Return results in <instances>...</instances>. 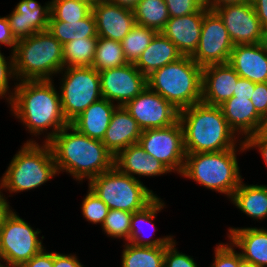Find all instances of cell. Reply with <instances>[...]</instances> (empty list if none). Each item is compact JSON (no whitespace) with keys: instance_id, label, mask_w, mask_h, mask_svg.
<instances>
[{"instance_id":"obj_6","label":"cell","mask_w":267,"mask_h":267,"mask_svg":"<svg viewBox=\"0 0 267 267\" xmlns=\"http://www.w3.org/2000/svg\"><path fill=\"white\" fill-rule=\"evenodd\" d=\"M202 67L182 56L147 76V87L179 111L202 100Z\"/></svg>"},{"instance_id":"obj_36","label":"cell","mask_w":267,"mask_h":267,"mask_svg":"<svg viewBox=\"0 0 267 267\" xmlns=\"http://www.w3.org/2000/svg\"><path fill=\"white\" fill-rule=\"evenodd\" d=\"M133 213L119 210L109 209L108 215L101 226L104 234L113 239H123L125 242L129 240L130 223Z\"/></svg>"},{"instance_id":"obj_16","label":"cell","mask_w":267,"mask_h":267,"mask_svg":"<svg viewBox=\"0 0 267 267\" xmlns=\"http://www.w3.org/2000/svg\"><path fill=\"white\" fill-rule=\"evenodd\" d=\"M51 16V1L41 5L36 0H21L6 15L15 39L21 40L37 32L46 31Z\"/></svg>"},{"instance_id":"obj_15","label":"cell","mask_w":267,"mask_h":267,"mask_svg":"<svg viewBox=\"0 0 267 267\" xmlns=\"http://www.w3.org/2000/svg\"><path fill=\"white\" fill-rule=\"evenodd\" d=\"M99 74L102 98L117 106H125L147 88V77L132 63L100 71Z\"/></svg>"},{"instance_id":"obj_52","label":"cell","mask_w":267,"mask_h":267,"mask_svg":"<svg viewBox=\"0 0 267 267\" xmlns=\"http://www.w3.org/2000/svg\"><path fill=\"white\" fill-rule=\"evenodd\" d=\"M76 1L83 2L89 5L91 8H93L99 1H102V0H76Z\"/></svg>"},{"instance_id":"obj_13","label":"cell","mask_w":267,"mask_h":267,"mask_svg":"<svg viewBox=\"0 0 267 267\" xmlns=\"http://www.w3.org/2000/svg\"><path fill=\"white\" fill-rule=\"evenodd\" d=\"M214 11L223 21L234 45L267 41V33L262 28L251 1L224 5Z\"/></svg>"},{"instance_id":"obj_40","label":"cell","mask_w":267,"mask_h":267,"mask_svg":"<svg viewBox=\"0 0 267 267\" xmlns=\"http://www.w3.org/2000/svg\"><path fill=\"white\" fill-rule=\"evenodd\" d=\"M170 17L196 13L205 7L204 0H164Z\"/></svg>"},{"instance_id":"obj_54","label":"cell","mask_w":267,"mask_h":267,"mask_svg":"<svg viewBox=\"0 0 267 267\" xmlns=\"http://www.w3.org/2000/svg\"><path fill=\"white\" fill-rule=\"evenodd\" d=\"M240 267H258V266L242 260L241 263H240Z\"/></svg>"},{"instance_id":"obj_27","label":"cell","mask_w":267,"mask_h":267,"mask_svg":"<svg viewBox=\"0 0 267 267\" xmlns=\"http://www.w3.org/2000/svg\"><path fill=\"white\" fill-rule=\"evenodd\" d=\"M183 55L161 32H158L149 46L135 63V67L146 77L153 71L174 62Z\"/></svg>"},{"instance_id":"obj_47","label":"cell","mask_w":267,"mask_h":267,"mask_svg":"<svg viewBox=\"0 0 267 267\" xmlns=\"http://www.w3.org/2000/svg\"><path fill=\"white\" fill-rule=\"evenodd\" d=\"M255 91V83L252 81L239 77L236 88L234 90V97H247L251 100V96Z\"/></svg>"},{"instance_id":"obj_41","label":"cell","mask_w":267,"mask_h":267,"mask_svg":"<svg viewBox=\"0 0 267 267\" xmlns=\"http://www.w3.org/2000/svg\"><path fill=\"white\" fill-rule=\"evenodd\" d=\"M163 267H198L194 258L176 249V240L165 246Z\"/></svg>"},{"instance_id":"obj_26","label":"cell","mask_w":267,"mask_h":267,"mask_svg":"<svg viewBox=\"0 0 267 267\" xmlns=\"http://www.w3.org/2000/svg\"><path fill=\"white\" fill-rule=\"evenodd\" d=\"M116 107V104L101 98L89 105L70 125L78 132L102 141Z\"/></svg>"},{"instance_id":"obj_23","label":"cell","mask_w":267,"mask_h":267,"mask_svg":"<svg viewBox=\"0 0 267 267\" xmlns=\"http://www.w3.org/2000/svg\"><path fill=\"white\" fill-rule=\"evenodd\" d=\"M228 240L239 248L244 261L267 267V229L257 227H229Z\"/></svg>"},{"instance_id":"obj_48","label":"cell","mask_w":267,"mask_h":267,"mask_svg":"<svg viewBox=\"0 0 267 267\" xmlns=\"http://www.w3.org/2000/svg\"><path fill=\"white\" fill-rule=\"evenodd\" d=\"M251 3L261 22L262 28L267 33V0H251Z\"/></svg>"},{"instance_id":"obj_35","label":"cell","mask_w":267,"mask_h":267,"mask_svg":"<svg viewBox=\"0 0 267 267\" xmlns=\"http://www.w3.org/2000/svg\"><path fill=\"white\" fill-rule=\"evenodd\" d=\"M51 16L49 21H79L86 18L92 8L76 0H50Z\"/></svg>"},{"instance_id":"obj_44","label":"cell","mask_w":267,"mask_h":267,"mask_svg":"<svg viewBox=\"0 0 267 267\" xmlns=\"http://www.w3.org/2000/svg\"><path fill=\"white\" fill-rule=\"evenodd\" d=\"M17 40L12 34L7 17L0 16V48L1 45L11 48V53L14 52Z\"/></svg>"},{"instance_id":"obj_34","label":"cell","mask_w":267,"mask_h":267,"mask_svg":"<svg viewBox=\"0 0 267 267\" xmlns=\"http://www.w3.org/2000/svg\"><path fill=\"white\" fill-rule=\"evenodd\" d=\"M157 33L149 27L136 24L120 42L126 61L135 64Z\"/></svg>"},{"instance_id":"obj_28","label":"cell","mask_w":267,"mask_h":267,"mask_svg":"<svg viewBox=\"0 0 267 267\" xmlns=\"http://www.w3.org/2000/svg\"><path fill=\"white\" fill-rule=\"evenodd\" d=\"M229 201L254 221L267 218V185H246L242 180Z\"/></svg>"},{"instance_id":"obj_9","label":"cell","mask_w":267,"mask_h":267,"mask_svg":"<svg viewBox=\"0 0 267 267\" xmlns=\"http://www.w3.org/2000/svg\"><path fill=\"white\" fill-rule=\"evenodd\" d=\"M60 77L59 96L62 111L70 123L89 105L100 100V74L92 66L66 67Z\"/></svg>"},{"instance_id":"obj_46","label":"cell","mask_w":267,"mask_h":267,"mask_svg":"<svg viewBox=\"0 0 267 267\" xmlns=\"http://www.w3.org/2000/svg\"><path fill=\"white\" fill-rule=\"evenodd\" d=\"M21 267H53V251L47 252L44 248Z\"/></svg>"},{"instance_id":"obj_7","label":"cell","mask_w":267,"mask_h":267,"mask_svg":"<svg viewBox=\"0 0 267 267\" xmlns=\"http://www.w3.org/2000/svg\"><path fill=\"white\" fill-rule=\"evenodd\" d=\"M18 81L53 80L63 69V45L47 30L17 41L13 52Z\"/></svg>"},{"instance_id":"obj_8","label":"cell","mask_w":267,"mask_h":267,"mask_svg":"<svg viewBox=\"0 0 267 267\" xmlns=\"http://www.w3.org/2000/svg\"><path fill=\"white\" fill-rule=\"evenodd\" d=\"M88 187L109 209L131 213L144 209L158 196L143 182L122 173L116 166L90 179Z\"/></svg>"},{"instance_id":"obj_12","label":"cell","mask_w":267,"mask_h":267,"mask_svg":"<svg viewBox=\"0 0 267 267\" xmlns=\"http://www.w3.org/2000/svg\"><path fill=\"white\" fill-rule=\"evenodd\" d=\"M234 47L219 15L208 10L204 14L198 47L191 56L202 68L213 64L228 63Z\"/></svg>"},{"instance_id":"obj_4","label":"cell","mask_w":267,"mask_h":267,"mask_svg":"<svg viewBox=\"0 0 267 267\" xmlns=\"http://www.w3.org/2000/svg\"><path fill=\"white\" fill-rule=\"evenodd\" d=\"M244 151H247L246 147H234L218 152L186 153L183 170L179 176L191 179L231 199L243 179L237 153Z\"/></svg>"},{"instance_id":"obj_32","label":"cell","mask_w":267,"mask_h":267,"mask_svg":"<svg viewBox=\"0 0 267 267\" xmlns=\"http://www.w3.org/2000/svg\"><path fill=\"white\" fill-rule=\"evenodd\" d=\"M98 38L75 39L63 45V66H92Z\"/></svg>"},{"instance_id":"obj_22","label":"cell","mask_w":267,"mask_h":267,"mask_svg":"<svg viewBox=\"0 0 267 267\" xmlns=\"http://www.w3.org/2000/svg\"><path fill=\"white\" fill-rule=\"evenodd\" d=\"M114 166L136 180H140L138 178L141 176L155 177L171 173L162 162L148 154L139 143L121 150L114 157Z\"/></svg>"},{"instance_id":"obj_19","label":"cell","mask_w":267,"mask_h":267,"mask_svg":"<svg viewBox=\"0 0 267 267\" xmlns=\"http://www.w3.org/2000/svg\"><path fill=\"white\" fill-rule=\"evenodd\" d=\"M209 9L182 17H170L161 33L167 37L183 56H192L196 51L203 24L204 14Z\"/></svg>"},{"instance_id":"obj_1","label":"cell","mask_w":267,"mask_h":267,"mask_svg":"<svg viewBox=\"0 0 267 267\" xmlns=\"http://www.w3.org/2000/svg\"><path fill=\"white\" fill-rule=\"evenodd\" d=\"M9 105L11 115L19 119L28 133L38 139L43 134L45 143L70 124L64 117L54 80L18 81Z\"/></svg>"},{"instance_id":"obj_42","label":"cell","mask_w":267,"mask_h":267,"mask_svg":"<svg viewBox=\"0 0 267 267\" xmlns=\"http://www.w3.org/2000/svg\"><path fill=\"white\" fill-rule=\"evenodd\" d=\"M256 112L264 118L267 115V82L255 83V91L251 96Z\"/></svg>"},{"instance_id":"obj_37","label":"cell","mask_w":267,"mask_h":267,"mask_svg":"<svg viewBox=\"0 0 267 267\" xmlns=\"http://www.w3.org/2000/svg\"><path fill=\"white\" fill-rule=\"evenodd\" d=\"M83 218L92 224L103 225L109 212V207L89 187L81 205Z\"/></svg>"},{"instance_id":"obj_53","label":"cell","mask_w":267,"mask_h":267,"mask_svg":"<svg viewBox=\"0 0 267 267\" xmlns=\"http://www.w3.org/2000/svg\"><path fill=\"white\" fill-rule=\"evenodd\" d=\"M259 132L267 135V115L263 118V123Z\"/></svg>"},{"instance_id":"obj_25","label":"cell","mask_w":267,"mask_h":267,"mask_svg":"<svg viewBox=\"0 0 267 267\" xmlns=\"http://www.w3.org/2000/svg\"><path fill=\"white\" fill-rule=\"evenodd\" d=\"M163 201L164 200L157 196L144 209L137 212H133L130 223V236L129 240L127 241L128 243H131L136 246L158 247L167 246L174 240L173 235L156 237L155 239H153L151 238L153 237L152 235L146 236L144 234L145 230L143 229L146 227L144 224H146L147 226L150 225L151 229L153 228L152 231H156V226L152 220H155L157 214L161 212L163 208H165L166 204ZM144 235L146 237H144Z\"/></svg>"},{"instance_id":"obj_18","label":"cell","mask_w":267,"mask_h":267,"mask_svg":"<svg viewBox=\"0 0 267 267\" xmlns=\"http://www.w3.org/2000/svg\"><path fill=\"white\" fill-rule=\"evenodd\" d=\"M239 77L229 63L203 67L201 102L211 106H220L233 97Z\"/></svg>"},{"instance_id":"obj_55","label":"cell","mask_w":267,"mask_h":267,"mask_svg":"<svg viewBox=\"0 0 267 267\" xmlns=\"http://www.w3.org/2000/svg\"><path fill=\"white\" fill-rule=\"evenodd\" d=\"M0 267H5L4 263L2 262V260L0 259Z\"/></svg>"},{"instance_id":"obj_14","label":"cell","mask_w":267,"mask_h":267,"mask_svg":"<svg viewBox=\"0 0 267 267\" xmlns=\"http://www.w3.org/2000/svg\"><path fill=\"white\" fill-rule=\"evenodd\" d=\"M124 107L142 131L169 127L179 120V110L148 87Z\"/></svg>"},{"instance_id":"obj_2","label":"cell","mask_w":267,"mask_h":267,"mask_svg":"<svg viewBox=\"0 0 267 267\" xmlns=\"http://www.w3.org/2000/svg\"><path fill=\"white\" fill-rule=\"evenodd\" d=\"M70 131V133H69ZM58 174L66 172L74 180L89 181L114 166V155L102 141L78 132L70 124L49 142Z\"/></svg>"},{"instance_id":"obj_5","label":"cell","mask_w":267,"mask_h":267,"mask_svg":"<svg viewBox=\"0 0 267 267\" xmlns=\"http://www.w3.org/2000/svg\"><path fill=\"white\" fill-rule=\"evenodd\" d=\"M25 142L0 177L2 190L10 194L37 189L58 175L49 143L42 145L34 138Z\"/></svg>"},{"instance_id":"obj_38","label":"cell","mask_w":267,"mask_h":267,"mask_svg":"<svg viewBox=\"0 0 267 267\" xmlns=\"http://www.w3.org/2000/svg\"><path fill=\"white\" fill-rule=\"evenodd\" d=\"M10 79L16 81V83L14 82L15 86L12 91V87L9 86V84H12L10 83ZM17 81L14 70L13 53L6 58L0 50V98H6L7 104H10L13 99Z\"/></svg>"},{"instance_id":"obj_20","label":"cell","mask_w":267,"mask_h":267,"mask_svg":"<svg viewBox=\"0 0 267 267\" xmlns=\"http://www.w3.org/2000/svg\"><path fill=\"white\" fill-rule=\"evenodd\" d=\"M228 63L241 78L267 82V42L234 45Z\"/></svg>"},{"instance_id":"obj_21","label":"cell","mask_w":267,"mask_h":267,"mask_svg":"<svg viewBox=\"0 0 267 267\" xmlns=\"http://www.w3.org/2000/svg\"><path fill=\"white\" fill-rule=\"evenodd\" d=\"M220 107L228 125L242 141L260 131L263 118L256 112L252 101L247 97L233 96Z\"/></svg>"},{"instance_id":"obj_43","label":"cell","mask_w":267,"mask_h":267,"mask_svg":"<svg viewBox=\"0 0 267 267\" xmlns=\"http://www.w3.org/2000/svg\"><path fill=\"white\" fill-rule=\"evenodd\" d=\"M244 143L247 151H249V149L257 148L256 150H259V153H261L260 155L267 166V135L258 132L257 134L249 136Z\"/></svg>"},{"instance_id":"obj_3","label":"cell","mask_w":267,"mask_h":267,"mask_svg":"<svg viewBox=\"0 0 267 267\" xmlns=\"http://www.w3.org/2000/svg\"><path fill=\"white\" fill-rule=\"evenodd\" d=\"M179 121L183 128L185 153L246 147L228 125L220 106L203 102L194 104L179 111Z\"/></svg>"},{"instance_id":"obj_39","label":"cell","mask_w":267,"mask_h":267,"mask_svg":"<svg viewBox=\"0 0 267 267\" xmlns=\"http://www.w3.org/2000/svg\"><path fill=\"white\" fill-rule=\"evenodd\" d=\"M232 243H218L214 248V260L209 267H240L243 260Z\"/></svg>"},{"instance_id":"obj_29","label":"cell","mask_w":267,"mask_h":267,"mask_svg":"<svg viewBox=\"0 0 267 267\" xmlns=\"http://www.w3.org/2000/svg\"><path fill=\"white\" fill-rule=\"evenodd\" d=\"M47 31L62 45L75 39L98 38L96 21L92 12L77 22L49 21Z\"/></svg>"},{"instance_id":"obj_17","label":"cell","mask_w":267,"mask_h":267,"mask_svg":"<svg viewBox=\"0 0 267 267\" xmlns=\"http://www.w3.org/2000/svg\"><path fill=\"white\" fill-rule=\"evenodd\" d=\"M92 13L96 21L97 35L121 42L136 25L133 10L112 4L107 0L99 1Z\"/></svg>"},{"instance_id":"obj_33","label":"cell","mask_w":267,"mask_h":267,"mask_svg":"<svg viewBox=\"0 0 267 267\" xmlns=\"http://www.w3.org/2000/svg\"><path fill=\"white\" fill-rule=\"evenodd\" d=\"M121 43L119 41L98 37L95 58L92 67L100 72L126 65Z\"/></svg>"},{"instance_id":"obj_51","label":"cell","mask_w":267,"mask_h":267,"mask_svg":"<svg viewBox=\"0 0 267 267\" xmlns=\"http://www.w3.org/2000/svg\"><path fill=\"white\" fill-rule=\"evenodd\" d=\"M108 2L133 10L140 0H107Z\"/></svg>"},{"instance_id":"obj_11","label":"cell","mask_w":267,"mask_h":267,"mask_svg":"<svg viewBox=\"0 0 267 267\" xmlns=\"http://www.w3.org/2000/svg\"><path fill=\"white\" fill-rule=\"evenodd\" d=\"M138 143L172 173L181 174L186 153L183 128L179 120L169 127L143 130Z\"/></svg>"},{"instance_id":"obj_31","label":"cell","mask_w":267,"mask_h":267,"mask_svg":"<svg viewBox=\"0 0 267 267\" xmlns=\"http://www.w3.org/2000/svg\"><path fill=\"white\" fill-rule=\"evenodd\" d=\"M133 13L137 25L149 27L156 32H161L170 18L164 0H140Z\"/></svg>"},{"instance_id":"obj_49","label":"cell","mask_w":267,"mask_h":267,"mask_svg":"<svg viewBox=\"0 0 267 267\" xmlns=\"http://www.w3.org/2000/svg\"><path fill=\"white\" fill-rule=\"evenodd\" d=\"M2 187L0 185V228L6 221L7 217L13 212L14 209L10 206L5 194L2 193Z\"/></svg>"},{"instance_id":"obj_50","label":"cell","mask_w":267,"mask_h":267,"mask_svg":"<svg viewBox=\"0 0 267 267\" xmlns=\"http://www.w3.org/2000/svg\"><path fill=\"white\" fill-rule=\"evenodd\" d=\"M249 1L251 0H204V4L209 10L214 11L216 8L224 5L246 3Z\"/></svg>"},{"instance_id":"obj_24","label":"cell","mask_w":267,"mask_h":267,"mask_svg":"<svg viewBox=\"0 0 267 267\" xmlns=\"http://www.w3.org/2000/svg\"><path fill=\"white\" fill-rule=\"evenodd\" d=\"M142 130L124 106H117L103 137L105 147L116 156L126 147L138 143Z\"/></svg>"},{"instance_id":"obj_10","label":"cell","mask_w":267,"mask_h":267,"mask_svg":"<svg viewBox=\"0 0 267 267\" xmlns=\"http://www.w3.org/2000/svg\"><path fill=\"white\" fill-rule=\"evenodd\" d=\"M29 223L13 212L0 228V259L5 267H21L45 247Z\"/></svg>"},{"instance_id":"obj_30","label":"cell","mask_w":267,"mask_h":267,"mask_svg":"<svg viewBox=\"0 0 267 267\" xmlns=\"http://www.w3.org/2000/svg\"><path fill=\"white\" fill-rule=\"evenodd\" d=\"M122 251V267H163L165 246H136L126 242Z\"/></svg>"},{"instance_id":"obj_45","label":"cell","mask_w":267,"mask_h":267,"mask_svg":"<svg viewBox=\"0 0 267 267\" xmlns=\"http://www.w3.org/2000/svg\"><path fill=\"white\" fill-rule=\"evenodd\" d=\"M53 267H84L76 254H63L53 251Z\"/></svg>"}]
</instances>
